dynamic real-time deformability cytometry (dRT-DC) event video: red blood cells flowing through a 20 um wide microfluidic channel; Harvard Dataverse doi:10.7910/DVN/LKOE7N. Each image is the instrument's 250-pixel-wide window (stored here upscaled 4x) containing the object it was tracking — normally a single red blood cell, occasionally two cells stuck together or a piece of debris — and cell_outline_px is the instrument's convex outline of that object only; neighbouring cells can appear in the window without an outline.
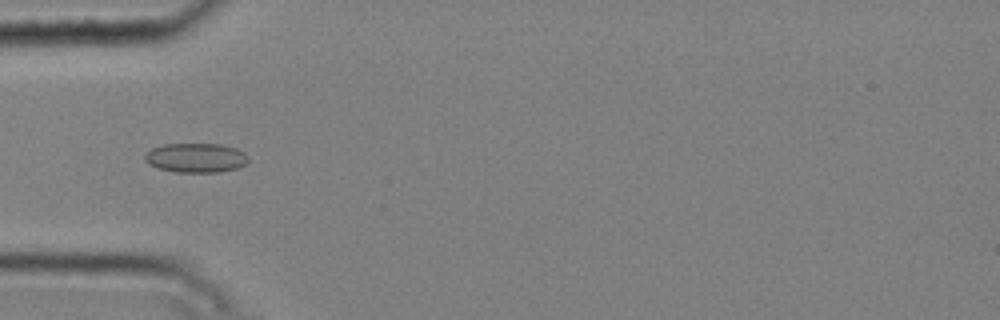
{"species": "common noctule bat (a hibernating species)", "species_latin": "Nyctalus noctula", "temperature_condition": "cold", "stored_images_in_passage": 4, "camera_frame_rate_fps": 3000, "um_per_image_px": 0.085, "animal": {"sex": "male", "body_mass_g": 20.4}, "frame": {"image": 1, "passage_image": 4, "time_ms": 1.0, "image_size_px": [1000, 320], "cell_outline_px": [[248, 160], [244, 164], [236, 168], [220, 172], [176, 172], [156, 168], [148, 164], [144, 160], [144, 156], [152, 148], [164, 144], [220, 144], [236, 148], [244, 152], [248, 156]], "centroid_in_image_um": [16.63, 13.41], "position_along_channel_um": 68.4, "area_um2": 17.74}}